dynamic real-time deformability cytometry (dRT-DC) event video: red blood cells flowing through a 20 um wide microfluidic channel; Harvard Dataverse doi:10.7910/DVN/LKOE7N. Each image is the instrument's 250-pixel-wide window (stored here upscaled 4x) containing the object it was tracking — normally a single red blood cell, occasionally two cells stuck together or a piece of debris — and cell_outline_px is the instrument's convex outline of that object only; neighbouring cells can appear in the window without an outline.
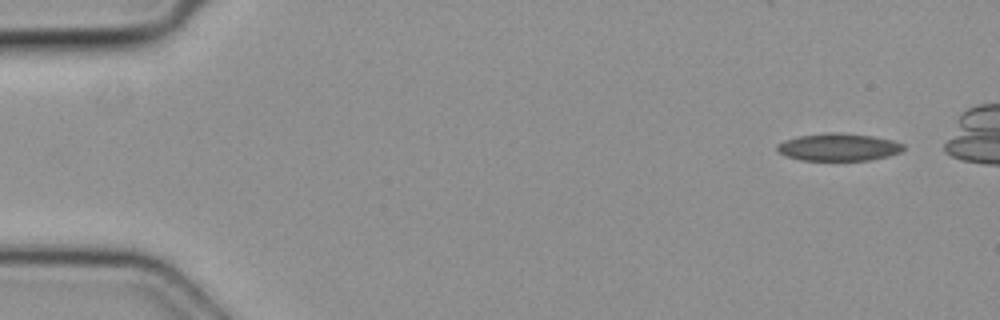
{"species": "common noctule bat (a hibernating species)", "species_latin": "Nyctalus noctula", "temperature_condition": "cold", "stored_images_in_passage": 16, "camera_frame_rate_fps": 3000, "um_per_image_px": 0.085, "animal": {"sex": "female", "body_mass_g": 19.3, "forearm_length_mm": 54.1}, "frame": {"image": 1, "passage_image": 3, "time_ms": 0.667, "image_size_px": [1000, 320], "cell_outline_px": [[904, 148], [900, 152], [888, 156], [868, 160], [800, 160], [788, 156], [780, 152], [776, 148], [776, 144], [784, 140], [800, 136], [824, 132], [840, 132], [872, 136], [892, 140], [904, 144]], "centroid_in_image_um": [71.27, 12.49], "position_along_channel_um": 13.7, "area_um2": 20.17}}